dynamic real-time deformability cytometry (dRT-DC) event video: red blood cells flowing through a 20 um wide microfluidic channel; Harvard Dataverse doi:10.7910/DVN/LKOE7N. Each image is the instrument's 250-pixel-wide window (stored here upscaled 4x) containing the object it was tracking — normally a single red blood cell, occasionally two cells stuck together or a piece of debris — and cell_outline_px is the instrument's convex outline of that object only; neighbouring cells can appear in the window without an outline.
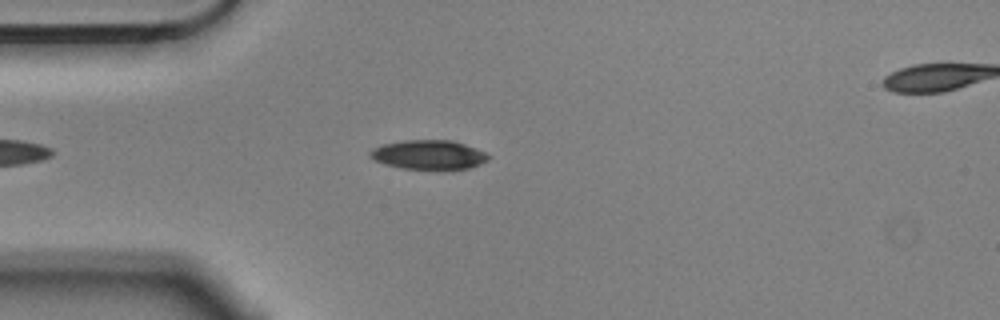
{"species": "Egyptian fruit bat (a non-hibernating species)", "species_latin": "Rousettus aegyptiacus", "temperature_condition": "cold", "stored_images_in_passage": 4, "camera_frame_rate_fps": 3000, "um_per_image_px": 0.085, "animal": {"sex": "male"}, "frame": {"image": 1, "passage_image": 3, "time_ms": 0.667, "image_size_px": [1000, 320], "cell_outline_px": [[488, 160], [480, 164], [468, 168], [400, 168], [384, 164], [368, 156], [368, 152], [372, 148], [384, 144], [404, 140], [452, 140], [476, 148], [484, 152], [488, 156]], "centroid_in_image_um": [36.39, 13.13], "position_along_channel_um": 48.6, "area_um2": 19.83}}